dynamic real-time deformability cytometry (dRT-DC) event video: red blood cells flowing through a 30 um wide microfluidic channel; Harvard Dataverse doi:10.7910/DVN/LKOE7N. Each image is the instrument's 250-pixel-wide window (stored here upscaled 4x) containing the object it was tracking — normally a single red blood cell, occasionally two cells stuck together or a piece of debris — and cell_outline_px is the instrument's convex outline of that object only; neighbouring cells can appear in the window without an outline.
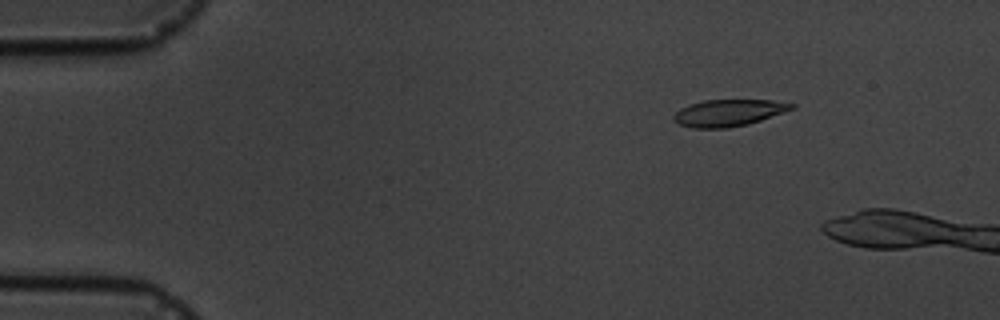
{"species": "common noctule bat (a hibernating species)", "species_latin": "Nyctalus noctula", "temperature_condition": "cold", "stored_images_in_passage": 6, "camera_frame_rate_fps": 3000, "um_per_image_px": 0.085, "animal": {"sex": "male", "body_mass_g": 19.5, "forearm_length_mm": 54.6}, "frame": {"image": 1, "passage_image": 3, "time_ms": 2.333, "image_size_px": [1000, 320], "cell_outline_px": [[796, 108], [748, 124], [728, 128], [692, 128], [680, 124], [672, 120], [672, 116], [680, 108], [688, 104], [704, 100], [772, 100], [796, 104]], "centroid_in_image_um": [61.91, 9.59], "position_along_channel_um": 23.1, "area_um2": 18.5}}